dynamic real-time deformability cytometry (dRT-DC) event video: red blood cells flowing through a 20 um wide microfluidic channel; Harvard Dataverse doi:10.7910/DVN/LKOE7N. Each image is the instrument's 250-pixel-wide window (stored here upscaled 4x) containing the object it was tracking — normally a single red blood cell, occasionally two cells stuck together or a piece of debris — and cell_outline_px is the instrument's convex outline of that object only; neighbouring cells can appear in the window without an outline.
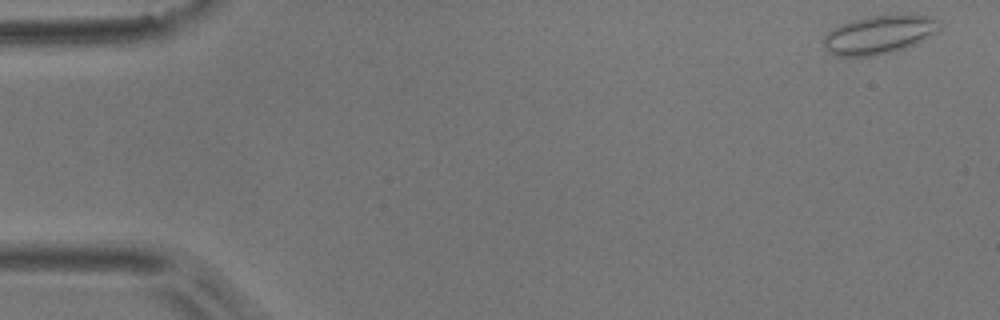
{"species": "common noctule bat (a hibernating species)", "species_latin": "Nyctalus noctula", "temperature_condition": "room temperature", "stored_images_in_passage": 46, "camera_frame_rate_fps": 3000, "um_per_image_px": 0.085, "animal": {"sex": "male", "body_mass_g": 17.9}, "frame": {"image": 1, "passage_image": 1, "time_ms": 0.0, "image_size_px": [1000, 320], "cell_outline_px": [[940, 28], [936, 32], [904, 48], [872, 56], [836, 56], [824, 44], [824, 36], [832, 28], [852, 20], [868, 16], [928, 16], [940, 20]], "centroid_in_image_um": [74.7, 2.94], "position_along_channel_um": 10.3, "area_um2": 25.14}}
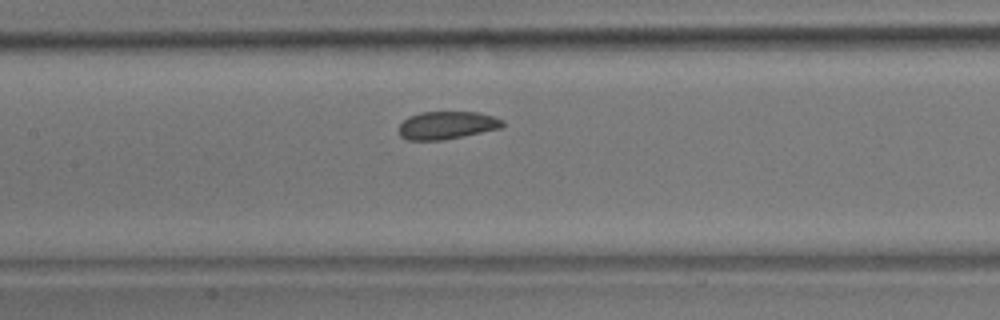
{"frame": {"image": 2, "passage_image": 24, "time_ms": 7.667, "image_size_px": [1000, 320], "cell_outline_px": [[504, 128], [444, 140], [404, 140], [396, 132], [400, 124], [408, 116], [420, 112], [480, 112], [504, 120]], "centroid_in_image_um": [37.97, 10.65], "position_along_channel_um": 169.4, "area_um2": 17.22}}
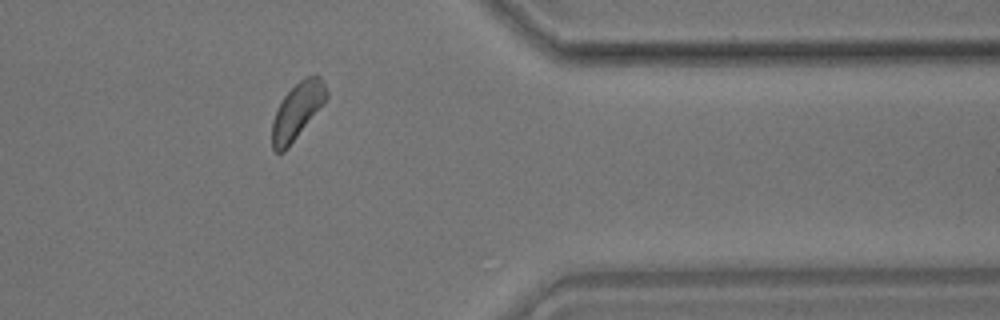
{"frame": {"image": 3, "passage_image": 43, "time_ms": 14.0, "image_size_px": [1000, 320], "cell_outline_px": [[328, 96], [288, 148], [284, 152], [276, 152], [272, 148], [272, 120], [284, 96], [304, 76], [320, 76], [328, 92]], "centroid_in_image_um": [25.24, 9.44], "position_along_channel_um": 386.2, "area_um2": 17.28}}